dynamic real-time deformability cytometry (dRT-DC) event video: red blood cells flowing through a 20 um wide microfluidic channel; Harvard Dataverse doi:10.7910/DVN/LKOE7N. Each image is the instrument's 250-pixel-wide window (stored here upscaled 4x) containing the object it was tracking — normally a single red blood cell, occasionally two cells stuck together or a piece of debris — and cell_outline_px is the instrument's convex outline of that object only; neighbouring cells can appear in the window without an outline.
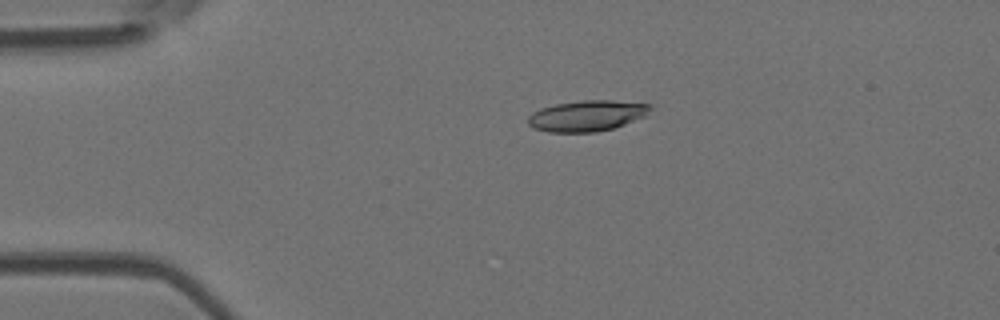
{"species": "Egyptian fruit bat (a non-hibernating species)", "species_latin": "Rousettus aegyptiacus", "temperature_condition": "room temperature", "stored_images_in_passage": 4, "camera_frame_rate_fps": 3000, "um_per_image_px": 0.085, "animal": {"sex": "female"}, "frame": {"image": 1, "passage_image": 3, "time_ms": 2.333, "image_size_px": [1000, 320], "cell_outline_px": [[652, 108], [644, 116], [624, 124], [612, 128], [596, 132], [548, 132], [532, 128], [528, 124], [528, 116], [532, 112], [540, 108], [556, 104], [584, 100], [612, 100], [652, 104]], "centroid_in_image_um": [49.86, 9.84], "position_along_channel_um": 35.1, "area_um2": 21.96}}